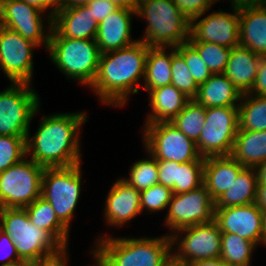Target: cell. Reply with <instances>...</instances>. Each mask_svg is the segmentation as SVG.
Here are the masks:
<instances>
[{
    "instance_id": "cell-32",
    "label": "cell",
    "mask_w": 266,
    "mask_h": 266,
    "mask_svg": "<svg viewBox=\"0 0 266 266\" xmlns=\"http://www.w3.org/2000/svg\"><path fill=\"white\" fill-rule=\"evenodd\" d=\"M205 118L206 108L195 99H190L171 123L196 143L203 129Z\"/></svg>"
},
{
    "instance_id": "cell-44",
    "label": "cell",
    "mask_w": 266,
    "mask_h": 266,
    "mask_svg": "<svg viewBox=\"0 0 266 266\" xmlns=\"http://www.w3.org/2000/svg\"><path fill=\"white\" fill-rule=\"evenodd\" d=\"M87 6L93 16V20L98 23L117 9V7L109 0H92Z\"/></svg>"
},
{
    "instance_id": "cell-45",
    "label": "cell",
    "mask_w": 266,
    "mask_h": 266,
    "mask_svg": "<svg viewBox=\"0 0 266 266\" xmlns=\"http://www.w3.org/2000/svg\"><path fill=\"white\" fill-rule=\"evenodd\" d=\"M249 94L266 96V56H262L259 62L256 79Z\"/></svg>"
},
{
    "instance_id": "cell-51",
    "label": "cell",
    "mask_w": 266,
    "mask_h": 266,
    "mask_svg": "<svg viewBox=\"0 0 266 266\" xmlns=\"http://www.w3.org/2000/svg\"><path fill=\"white\" fill-rule=\"evenodd\" d=\"M231 1V6H236L238 8L243 6H254V5H264L266 0H229Z\"/></svg>"
},
{
    "instance_id": "cell-31",
    "label": "cell",
    "mask_w": 266,
    "mask_h": 266,
    "mask_svg": "<svg viewBox=\"0 0 266 266\" xmlns=\"http://www.w3.org/2000/svg\"><path fill=\"white\" fill-rule=\"evenodd\" d=\"M257 245L233 233L222 232L220 258L228 266H250Z\"/></svg>"
},
{
    "instance_id": "cell-47",
    "label": "cell",
    "mask_w": 266,
    "mask_h": 266,
    "mask_svg": "<svg viewBox=\"0 0 266 266\" xmlns=\"http://www.w3.org/2000/svg\"><path fill=\"white\" fill-rule=\"evenodd\" d=\"M91 1L92 0H54V4L56 11H58L62 8L87 5Z\"/></svg>"
},
{
    "instance_id": "cell-27",
    "label": "cell",
    "mask_w": 266,
    "mask_h": 266,
    "mask_svg": "<svg viewBox=\"0 0 266 266\" xmlns=\"http://www.w3.org/2000/svg\"><path fill=\"white\" fill-rule=\"evenodd\" d=\"M258 179L255 168L244 167L230 188L215 200V208L244 206L255 203Z\"/></svg>"
},
{
    "instance_id": "cell-21",
    "label": "cell",
    "mask_w": 266,
    "mask_h": 266,
    "mask_svg": "<svg viewBox=\"0 0 266 266\" xmlns=\"http://www.w3.org/2000/svg\"><path fill=\"white\" fill-rule=\"evenodd\" d=\"M239 45L266 56V4L239 8Z\"/></svg>"
},
{
    "instance_id": "cell-14",
    "label": "cell",
    "mask_w": 266,
    "mask_h": 266,
    "mask_svg": "<svg viewBox=\"0 0 266 266\" xmlns=\"http://www.w3.org/2000/svg\"><path fill=\"white\" fill-rule=\"evenodd\" d=\"M43 12L20 0H0V25L19 33L38 47L48 48L52 19H43ZM47 20L48 30L44 21ZM44 23V24H43ZM47 33H46V31Z\"/></svg>"
},
{
    "instance_id": "cell-6",
    "label": "cell",
    "mask_w": 266,
    "mask_h": 266,
    "mask_svg": "<svg viewBox=\"0 0 266 266\" xmlns=\"http://www.w3.org/2000/svg\"><path fill=\"white\" fill-rule=\"evenodd\" d=\"M0 229L10 235L22 261L32 263L61 247L46 230L29 221L25 208H1Z\"/></svg>"
},
{
    "instance_id": "cell-8",
    "label": "cell",
    "mask_w": 266,
    "mask_h": 266,
    "mask_svg": "<svg viewBox=\"0 0 266 266\" xmlns=\"http://www.w3.org/2000/svg\"><path fill=\"white\" fill-rule=\"evenodd\" d=\"M28 83H11L0 92V136L27 137L40 110V98Z\"/></svg>"
},
{
    "instance_id": "cell-41",
    "label": "cell",
    "mask_w": 266,
    "mask_h": 266,
    "mask_svg": "<svg viewBox=\"0 0 266 266\" xmlns=\"http://www.w3.org/2000/svg\"><path fill=\"white\" fill-rule=\"evenodd\" d=\"M0 264L11 265L22 261L17 253L15 243L10 238V235L6 234L0 229Z\"/></svg>"
},
{
    "instance_id": "cell-5",
    "label": "cell",
    "mask_w": 266,
    "mask_h": 266,
    "mask_svg": "<svg viewBox=\"0 0 266 266\" xmlns=\"http://www.w3.org/2000/svg\"><path fill=\"white\" fill-rule=\"evenodd\" d=\"M47 51L53 64L67 79L90 87L100 59L95 39L50 38Z\"/></svg>"
},
{
    "instance_id": "cell-49",
    "label": "cell",
    "mask_w": 266,
    "mask_h": 266,
    "mask_svg": "<svg viewBox=\"0 0 266 266\" xmlns=\"http://www.w3.org/2000/svg\"><path fill=\"white\" fill-rule=\"evenodd\" d=\"M186 266H228L221 258L193 261Z\"/></svg>"
},
{
    "instance_id": "cell-11",
    "label": "cell",
    "mask_w": 266,
    "mask_h": 266,
    "mask_svg": "<svg viewBox=\"0 0 266 266\" xmlns=\"http://www.w3.org/2000/svg\"><path fill=\"white\" fill-rule=\"evenodd\" d=\"M239 128L238 107L206 108V118L196 142L201 157L231 154Z\"/></svg>"
},
{
    "instance_id": "cell-38",
    "label": "cell",
    "mask_w": 266,
    "mask_h": 266,
    "mask_svg": "<svg viewBox=\"0 0 266 266\" xmlns=\"http://www.w3.org/2000/svg\"><path fill=\"white\" fill-rule=\"evenodd\" d=\"M173 191L162 184H155L140 192L141 212H159L168 208Z\"/></svg>"
},
{
    "instance_id": "cell-19",
    "label": "cell",
    "mask_w": 266,
    "mask_h": 266,
    "mask_svg": "<svg viewBox=\"0 0 266 266\" xmlns=\"http://www.w3.org/2000/svg\"><path fill=\"white\" fill-rule=\"evenodd\" d=\"M134 15L135 10L117 8L98 24L95 40L101 54L129 47L138 41L131 38Z\"/></svg>"
},
{
    "instance_id": "cell-50",
    "label": "cell",
    "mask_w": 266,
    "mask_h": 266,
    "mask_svg": "<svg viewBox=\"0 0 266 266\" xmlns=\"http://www.w3.org/2000/svg\"><path fill=\"white\" fill-rule=\"evenodd\" d=\"M111 1L117 8H124L130 10H136V6L138 4V0H109Z\"/></svg>"
},
{
    "instance_id": "cell-23",
    "label": "cell",
    "mask_w": 266,
    "mask_h": 266,
    "mask_svg": "<svg viewBox=\"0 0 266 266\" xmlns=\"http://www.w3.org/2000/svg\"><path fill=\"white\" fill-rule=\"evenodd\" d=\"M243 168L231 155L205 158L203 184L214 200L230 188Z\"/></svg>"
},
{
    "instance_id": "cell-9",
    "label": "cell",
    "mask_w": 266,
    "mask_h": 266,
    "mask_svg": "<svg viewBox=\"0 0 266 266\" xmlns=\"http://www.w3.org/2000/svg\"><path fill=\"white\" fill-rule=\"evenodd\" d=\"M26 158L0 173L2 208H25L41 197L45 167Z\"/></svg>"
},
{
    "instance_id": "cell-24",
    "label": "cell",
    "mask_w": 266,
    "mask_h": 266,
    "mask_svg": "<svg viewBox=\"0 0 266 266\" xmlns=\"http://www.w3.org/2000/svg\"><path fill=\"white\" fill-rule=\"evenodd\" d=\"M148 113L145 123L171 122L190 100L172 84L150 90Z\"/></svg>"
},
{
    "instance_id": "cell-54",
    "label": "cell",
    "mask_w": 266,
    "mask_h": 266,
    "mask_svg": "<svg viewBox=\"0 0 266 266\" xmlns=\"http://www.w3.org/2000/svg\"><path fill=\"white\" fill-rule=\"evenodd\" d=\"M262 232H263V240L266 244V209H262Z\"/></svg>"
},
{
    "instance_id": "cell-15",
    "label": "cell",
    "mask_w": 266,
    "mask_h": 266,
    "mask_svg": "<svg viewBox=\"0 0 266 266\" xmlns=\"http://www.w3.org/2000/svg\"><path fill=\"white\" fill-rule=\"evenodd\" d=\"M37 47L19 33L0 25V70L11 83H32L33 50Z\"/></svg>"
},
{
    "instance_id": "cell-16",
    "label": "cell",
    "mask_w": 266,
    "mask_h": 266,
    "mask_svg": "<svg viewBox=\"0 0 266 266\" xmlns=\"http://www.w3.org/2000/svg\"><path fill=\"white\" fill-rule=\"evenodd\" d=\"M232 12H217L200 15L190 21L188 42H210L227 48L239 45V8L231 6ZM204 16V17H203Z\"/></svg>"
},
{
    "instance_id": "cell-37",
    "label": "cell",
    "mask_w": 266,
    "mask_h": 266,
    "mask_svg": "<svg viewBox=\"0 0 266 266\" xmlns=\"http://www.w3.org/2000/svg\"><path fill=\"white\" fill-rule=\"evenodd\" d=\"M26 157V137L0 136V173Z\"/></svg>"
},
{
    "instance_id": "cell-40",
    "label": "cell",
    "mask_w": 266,
    "mask_h": 266,
    "mask_svg": "<svg viewBox=\"0 0 266 266\" xmlns=\"http://www.w3.org/2000/svg\"><path fill=\"white\" fill-rule=\"evenodd\" d=\"M182 14L191 21L202 14L207 13L212 5L216 3L213 0H173Z\"/></svg>"
},
{
    "instance_id": "cell-48",
    "label": "cell",
    "mask_w": 266,
    "mask_h": 266,
    "mask_svg": "<svg viewBox=\"0 0 266 266\" xmlns=\"http://www.w3.org/2000/svg\"><path fill=\"white\" fill-rule=\"evenodd\" d=\"M255 203L261 210L266 209V182H258Z\"/></svg>"
},
{
    "instance_id": "cell-42",
    "label": "cell",
    "mask_w": 266,
    "mask_h": 266,
    "mask_svg": "<svg viewBox=\"0 0 266 266\" xmlns=\"http://www.w3.org/2000/svg\"><path fill=\"white\" fill-rule=\"evenodd\" d=\"M157 167L159 184L172 189L176 183L177 167H179V163L169 160L157 161Z\"/></svg>"
},
{
    "instance_id": "cell-43",
    "label": "cell",
    "mask_w": 266,
    "mask_h": 266,
    "mask_svg": "<svg viewBox=\"0 0 266 266\" xmlns=\"http://www.w3.org/2000/svg\"><path fill=\"white\" fill-rule=\"evenodd\" d=\"M68 245L61 246L57 251L40 257L32 262L33 266H68Z\"/></svg>"
},
{
    "instance_id": "cell-30",
    "label": "cell",
    "mask_w": 266,
    "mask_h": 266,
    "mask_svg": "<svg viewBox=\"0 0 266 266\" xmlns=\"http://www.w3.org/2000/svg\"><path fill=\"white\" fill-rule=\"evenodd\" d=\"M238 118V129L266 130V96L242 94L238 105Z\"/></svg>"
},
{
    "instance_id": "cell-2",
    "label": "cell",
    "mask_w": 266,
    "mask_h": 266,
    "mask_svg": "<svg viewBox=\"0 0 266 266\" xmlns=\"http://www.w3.org/2000/svg\"><path fill=\"white\" fill-rule=\"evenodd\" d=\"M148 51L149 46L138 40L129 47L100 55L98 72L89 88L102 104L122 107L131 94L138 93Z\"/></svg>"
},
{
    "instance_id": "cell-33",
    "label": "cell",
    "mask_w": 266,
    "mask_h": 266,
    "mask_svg": "<svg viewBox=\"0 0 266 266\" xmlns=\"http://www.w3.org/2000/svg\"><path fill=\"white\" fill-rule=\"evenodd\" d=\"M145 152L149 155L148 158L133 162L130 167L129 178L123 177L126 182L140 192L159 183L157 159L147 150Z\"/></svg>"
},
{
    "instance_id": "cell-22",
    "label": "cell",
    "mask_w": 266,
    "mask_h": 266,
    "mask_svg": "<svg viewBox=\"0 0 266 266\" xmlns=\"http://www.w3.org/2000/svg\"><path fill=\"white\" fill-rule=\"evenodd\" d=\"M262 56L241 45L231 48L224 74L241 94L249 93L257 75Z\"/></svg>"
},
{
    "instance_id": "cell-4",
    "label": "cell",
    "mask_w": 266,
    "mask_h": 266,
    "mask_svg": "<svg viewBox=\"0 0 266 266\" xmlns=\"http://www.w3.org/2000/svg\"><path fill=\"white\" fill-rule=\"evenodd\" d=\"M137 17L147 23L143 37L138 39L148 46L177 47L188 42L190 21L173 0H138Z\"/></svg>"
},
{
    "instance_id": "cell-1",
    "label": "cell",
    "mask_w": 266,
    "mask_h": 266,
    "mask_svg": "<svg viewBox=\"0 0 266 266\" xmlns=\"http://www.w3.org/2000/svg\"><path fill=\"white\" fill-rule=\"evenodd\" d=\"M85 112L44 115L31 137H26V157L30 155L45 168L71 167L81 163L80 129L87 122Z\"/></svg>"
},
{
    "instance_id": "cell-56",
    "label": "cell",
    "mask_w": 266,
    "mask_h": 266,
    "mask_svg": "<svg viewBox=\"0 0 266 266\" xmlns=\"http://www.w3.org/2000/svg\"><path fill=\"white\" fill-rule=\"evenodd\" d=\"M94 260V265L92 266H102L95 258L93 259ZM89 266V265H88Z\"/></svg>"
},
{
    "instance_id": "cell-39",
    "label": "cell",
    "mask_w": 266,
    "mask_h": 266,
    "mask_svg": "<svg viewBox=\"0 0 266 266\" xmlns=\"http://www.w3.org/2000/svg\"><path fill=\"white\" fill-rule=\"evenodd\" d=\"M176 51L184 58L193 79L198 85L206 82L212 75L197 50L189 42L177 46Z\"/></svg>"
},
{
    "instance_id": "cell-25",
    "label": "cell",
    "mask_w": 266,
    "mask_h": 266,
    "mask_svg": "<svg viewBox=\"0 0 266 266\" xmlns=\"http://www.w3.org/2000/svg\"><path fill=\"white\" fill-rule=\"evenodd\" d=\"M242 94L224 73L212 74L199 85L194 98L205 108L238 107Z\"/></svg>"
},
{
    "instance_id": "cell-36",
    "label": "cell",
    "mask_w": 266,
    "mask_h": 266,
    "mask_svg": "<svg viewBox=\"0 0 266 266\" xmlns=\"http://www.w3.org/2000/svg\"><path fill=\"white\" fill-rule=\"evenodd\" d=\"M199 53L212 74L223 73L231 48L210 42H189Z\"/></svg>"
},
{
    "instance_id": "cell-35",
    "label": "cell",
    "mask_w": 266,
    "mask_h": 266,
    "mask_svg": "<svg viewBox=\"0 0 266 266\" xmlns=\"http://www.w3.org/2000/svg\"><path fill=\"white\" fill-rule=\"evenodd\" d=\"M172 82L171 84L190 99L197 96L199 85L193 79L184 58L172 47Z\"/></svg>"
},
{
    "instance_id": "cell-20",
    "label": "cell",
    "mask_w": 266,
    "mask_h": 266,
    "mask_svg": "<svg viewBox=\"0 0 266 266\" xmlns=\"http://www.w3.org/2000/svg\"><path fill=\"white\" fill-rule=\"evenodd\" d=\"M98 24L87 5L62 8L52 19L50 38L95 39Z\"/></svg>"
},
{
    "instance_id": "cell-26",
    "label": "cell",
    "mask_w": 266,
    "mask_h": 266,
    "mask_svg": "<svg viewBox=\"0 0 266 266\" xmlns=\"http://www.w3.org/2000/svg\"><path fill=\"white\" fill-rule=\"evenodd\" d=\"M230 155L244 167L255 168L266 161V130L238 129Z\"/></svg>"
},
{
    "instance_id": "cell-12",
    "label": "cell",
    "mask_w": 266,
    "mask_h": 266,
    "mask_svg": "<svg viewBox=\"0 0 266 266\" xmlns=\"http://www.w3.org/2000/svg\"><path fill=\"white\" fill-rule=\"evenodd\" d=\"M221 234L215 220L171 232L172 255L185 264L220 258Z\"/></svg>"
},
{
    "instance_id": "cell-7",
    "label": "cell",
    "mask_w": 266,
    "mask_h": 266,
    "mask_svg": "<svg viewBox=\"0 0 266 266\" xmlns=\"http://www.w3.org/2000/svg\"><path fill=\"white\" fill-rule=\"evenodd\" d=\"M81 163L71 167L45 168L41 197L48 201L59 221L70 231L73 214L80 200Z\"/></svg>"
},
{
    "instance_id": "cell-28",
    "label": "cell",
    "mask_w": 266,
    "mask_h": 266,
    "mask_svg": "<svg viewBox=\"0 0 266 266\" xmlns=\"http://www.w3.org/2000/svg\"><path fill=\"white\" fill-rule=\"evenodd\" d=\"M168 49V50H167ZM149 46L146 57L145 74L142 88L146 91L166 86L172 82V47ZM166 50L168 54L166 53Z\"/></svg>"
},
{
    "instance_id": "cell-52",
    "label": "cell",
    "mask_w": 266,
    "mask_h": 266,
    "mask_svg": "<svg viewBox=\"0 0 266 266\" xmlns=\"http://www.w3.org/2000/svg\"><path fill=\"white\" fill-rule=\"evenodd\" d=\"M258 182H266V161L255 167Z\"/></svg>"
},
{
    "instance_id": "cell-18",
    "label": "cell",
    "mask_w": 266,
    "mask_h": 266,
    "mask_svg": "<svg viewBox=\"0 0 266 266\" xmlns=\"http://www.w3.org/2000/svg\"><path fill=\"white\" fill-rule=\"evenodd\" d=\"M141 213L140 191L123 178L117 179L106 197L105 222L119 228Z\"/></svg>"
},
{
    "instance_id": "cell-29",
    "label": "cell",
    "mask_w": 266,
    "mask_h": 266,
    "mask_svg": "<svg viewBox=\"0 0 266 266\" xmlns=\"http://www.w3.org/2000/svg\"><path fill=\"white\" fill-rule=\"evenodd\" d=\"M25 210L32 224L46 230L61 246L68 245L70 231L59 221L48 201L39 197Z\"/></svg>"
},
{
    "instance_id": "cell-34",
    "label": "cell",
    "mask_w": 266,
    "mask_h": 266,
    "mask_svg": "<svg viewBox=\"0 0 266 266\" xmlns=\"http://www.w3.org/2000/svg\"><path fill=\"white\" fill-rule=\"evenodd\" d=\"M204 160L205 158L200 157L196 161L179 163V167H177L176 183L172 188L173 194L192 191L203 185Z\"/></svg>"
},
{
    "instance_id": "cell-13",
    "label": "cell",
    "mask_w": 266,
    "mask_h": 266,
    "mask_svg": "<svg viewBox=\"0 0 266 266\" xmlns=\"http://www.w3.org/2000/svg\"><path fill=\"white\" fill-rule=\"evenodd\" d=\"M214 215L215 200L203 184L192 191L173 194L164 224L175 233L186 227L212 222Z\"/></svg>"
},
{
    "instance_id": "cell-46",
    "label": "cell",
    "mask_w": 266,
    "mask_h": 266,
    "mask_svg": "<svg viewBox=\"0 0 266 266\" xmlns=\"http://www.w3.org/2000/svg\"><path fill=\"white\" fill-rule=\"evenodd\" d=\"M20 1L25 2L39 9L43 13H46L45 11H47L48 14H46L47 17L45 18H51V19L54 18L56 12L54 0H20ZM48 10L50 11L48 12Z\"/></svg>"
},
{
    "instance_id": "cell-17",
    "label": "cell",
    "mask_w": 266,
    "mask_h": 266,
    "mask_svg": "<svg viewBox=\"0 0 266 266\" xmlns=\"http://www.w3.org/2000/svg\"><path fill=\"white\" fill-rule=\"evenodd\" d=\"M214 220L220 231L233 233L258 245H266L262 232V212L256 203L215 208Z\"/></svg>"
},
{
    "instance_id": "cell-55",
    "label": "cell",
    "mask_w": 266,
    "mask_h": 266,
    "mask_svg": "<svg viewBox=\"0 0 266 266\" xmlns=\"http://www.w3.org/2000/svg\"><path fill=\"white\" fill-rule=\"evenodd\" d=\"M4 266H33V265H32V263H29V262H26V261H20V262L15 263V264L4 265Z\"/></svg>"
},
{
    "instance_id": "cell-53",
    "label": "cell",
    "mask_w": 266,
    "mask_h": 266,
    "mask_svg": "<svg viewBox=\"0 0 266 266\" xmlns=\"http://www.w3.org/2000/svg\"><path fill=\"white\" fill-rule=\"evenodd\" d=\"M161 266H186V264L171 255Z\"/></svg>"
},
{
    "instance_id": "cell-10",
    "label": "cell",
    "mask_w": 266,
    "mask_h": 266,
    "mask_svg": "<svg viewBox=\"0 0 266 266\" xmlns=\"http://www.w3.org/2000/svg\"><path fill=\"white\" fill-rule=\"evenodd\" d=\"M142 133L144 149L157 161L187 163L201 157L196 143L171 122L145 123Z\"/></svg>"
},
{
    "instance_id": "cell-3",
    "label": "cell",
    "mask_w": 266,
    "mask_h": 266,
    "mask_svg": "<svg viewBox=\"0 0 266 266\" xmlns=\"http://www.w3.org/2000/svg\"><path fill=\"white\" fill-rule=\"evenodd\" d=\"M95 241L90 253L102 266H161L172 255L167 234L152 238L105 235Z\"/></svg>"
}]
</instances>
